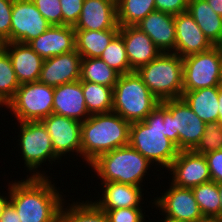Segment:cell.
<instances>
[{
  "mask_svg": "<svg viewBox=\"0 0 222 222\" xmlns=\"http://www.w3.org/2000/svg\"><path fill=\"white\" fill-rule=\"evenodd\" d=\"M50 177H27L8 183L9 202L21 222H59L65 195ZM55 185V186H54Z\"/></svg>",
  "mask_w": 222,
  "mask_h": 222,
  "instance_id": "cell-1",
  "label": "cell"
},
{
  "mask_svg": "<svg viewBox=\"0 0 222 222\" xmlns=\"http://www.w3.org/2000/svg\"><path fill=\"white\" fill-rule=\"evenodd\" d=\"M131 123L115 112L90 115L81 123V158L90 165L100 155L129 145Z\"/></svg>",
  "mask_w": 222,
  "mask_h": 222,
  "instance_id": "cell-2",
  "label": "cell"
},
{
  "mask_svg": "<svg viewBox=\"0 0 222 222\" xmlns=\"http://www.w3.org/2000/svg\"><path fill=\"white\" fill-rule=\"evenodd\" d=\"M129 145L140 152L156 168L168 169L179 152L166 137L164 107L159 104L143 121L130 125Z\"/></svg>",
  "mask_w": 222,
  "mask_h": 222,
  "instance_id": "cell-3",
  "label": "cell"
},
{
  "mask_svg": "<svg viewBox=\"0 0 222 222\" xmlns=\"http://www.w3.org/2000/svg\"><path fill=\"white\" fill-rule=\"evenodd\" d=\"M154 165L130 145L116 148L100 155L88 168L95 172L100 182H117L144 186L146 175ZM149 172V173H148Z\"/></svg>",
  "mask_w": 222,
  "mask_h": 222,
  "instance_id": "cell-4",
  "label": "cell"
},
{
  "mask_svg": "<svg viewBox=\"0 0 222 222\" xmlns=\"http://www.w3.org/2000/svg\"><path fill=\"white\" fill-rule=\"evenodd\" d=\"M144 84L158 99L181 98L183 94V59L174 52H162L150 63L136 70Z\"/></svg>",
  "mask_w": 222,
  "mask_h": 222,
  "instance_id": "cell-5",
  "label": "cell"
},
{
  "mask_svg": "<svg viewBox=\"0 0 222 222\" xmlns=\"http://www.w3.org/2000/svg\"><path fill=\"white\" fill-rule=\"evenodd\" d=\"M160 102L136 71L120 75L113 87L112 111L126 121H143Z\"/></svg>",
  "mask_w": 222,
  "mask_h": 222,
  "instance_id": "cell-6",
  "label": "cell"
},
{
  "mask_svg": "<svg viewBox=\"0 0 222 222\" xmlns=\"http://www.w3.org/2000/svg\"><path fill=\"white\" fill-rule=\"evenodd\" d=\"M18 124L17 146L20 148L24 167L30 175L27 177H50L47 172H41L38 168L47 165L46 161L52 165L55 162H61L60 159L55 155L51 137L48 134L47 128L42 121H26V122H15ZM20 125V126H19ZM58 160V161H57ZM47 174V175H46Z\"/></svg>",
  "mask_w": 222,
  "mask_h": 222,
  "instance_id": "cell-7",
  "label": "cell"
},
{
  "mask_svg": "<svg viewBox=\"0 0 222 222\" xmlns=\"http://www.w3.org/2000/svg\"><path fill=\"white\" fill-rule=\"evenodd\" d=\"M160 104L164 107L166 137L179 151L193 150L203 136L205 122L182 98L164 100Z\"/></svg>",
  "mask_w": 222,
  "mask_h": 222,
  "instance_id": "cell-8",
  "label": "cell"
},
{
  "mask_svg": "<svg viewBox=\"0 0 222 222\" xmlns=\"http://www.w3.org/2000/svg\"><path fill=\"white\" fill-rule=\"evenodd\" d=\"M54 88L39 81L20 84L5 107L18 122L42 121L53 113Z\"/></svg>",
  "mask_w": 222,
  "mask_h": 222,
  "instance_id": "cell-9",
  "label": "cell"
},
{
  "mask_svg": "<svg viewBox=\"0 0 222 222\" xmlns=\"http://www.w3.org/2000/svg\"><path fill=\"white\" fill-rule=\"evenodd\" d=\"M182 59L183 91L218 86L222 54L217 46Z\"/></svg>",
  "mask_w": 222,
  "mask_h": 222,
  "instance_id": "cell-10",
  "label": "cell"
},
{
  "mask_svg": "<svg viewBox=\"0 0 222 222\" xmlns=\"http://www.w3.org/2000/svg\"><path fill=\"white\" fill-rule=\"evenodd\" d=\"M168 184L169 189L151 200V205L162 212L160 215L182 222H197L204 218L192 189L179 187L171 182Z\"/></svg>",
  "mask_w": 222,
  "mask_h": 222,
  "instance_id": "cell-11",
  "label": "cell"
},
{
  "mask_svg": "<svg viewBox=\"0 0 222 222\" xmlns=\"http://www.w3.org/2000/svg\"><path fill=\"white\" fill-rule=\"evenodd\" d=\"M42 122L51 137L55 155L60 160L65 158V156V159H67L71 153V156L76 155V157L79 156L81 158L82 122L53 113L44 118Z\"/></svg>",
  "mask_w": 222,
  "mask_h": 222,
  "instance_id": "cell-12",
  "label": "cell"
},
{
  "mask_svg": "<svg viewBox=\"0 0 222 222\" xmlns=\"http://www.w3.org/2000/svg\"><path fill=\"white\" fill-rule=\"evenodd\" d=\"M50 26L31 0H13L10 42L28 43Z\"/></svg>",
  "mask_w": 222,
  "mask_h": 222,
  "instance_id": "cell-13",
  "label": "cell"
},
{
  "mask_svg": "<svg viewBox=\"0 0 222 222\" xmlns=\"http://www.w3.org/2000/svg\"><path fill=\"white\" fill-rule=\"evenodd\" d=\"M167 170L172 175L171 183L179 187L192 189L212 181L207 159L193 150L179 151Z\"/></svg>",
  "mask_w": 222,
  "mask_h": 222,
  "instance_id": "cell-14",
  "label": "cell"
},
{
  "mask_svg": "<svg viewBox=\"0 0 222 222\" xmlns=\"http://www.w3.org/2000/svg\"><path fill=\"white\" fill-rule=\"evenodd\" d=\"M81 59L76 50L45 59L38 81L56 87L80 80Z\"/></svg>",
  "mask_w": 222,
  "mask_h": 222,
  "instance_id": "cell-15",
  "label": "cell"
},
{
  "mask_svg": "<svg viewBox=\"0 0 222 222\" xmlns=\"http://www.w3.org/2000/svg\"><path fill=\"white\" fill-rule=\"evenodd\" d=\"M174 23L175 53L182 58L213 47L188 11L174 15Z\"/></svg>",
  "mask_w": 222,
  "mask_h": 222,
  "instance_id": "cell-16",
  "label": "cell"
},
{
  "mask_svg": "<svg viewBox=\"0 0 222 222\" xmlns=\"http://www.w3.org/2000/svg\"><path fill=\"white\" fill-rule=\"evenodd\" d=\"M99 185H101L102 194L99 193L97 199L92 202L105 213L118 208L143 207L142 205L145 204L142 201L144 200L143 190H145L142 186L117 182H101Z\"/></svg>",
  "mask_w": 222,
  "mask_h": 222,
  "instance_id": "cell-17",
  "label": "cell"
},
{
  "mask_svg": "<svg viewBox=\"0 0 222 222\" xmlns=\"http://www.w3.org/2000/svg\"><path fill=\"white\" fill-rule=\"evenodd\" d=\"M43 60L75 50V29L68 25H51L27 43Z\"/></svg>",
  "mask_w": 222,
  "mask_h": 222,
  "instance_id": "cell-18",
  "label": "cell"
},
{
  "mask_svg": "<svg viewBox=\"0 0 222 222\" xmlns=\"http://www.w3.org/2000/svg\"><path fill=\"white\" fill-rule=\"evenodd\" d=\"M75 30L120 29L116 0H84Z\"/></svg>",
  "mask_w": 222,
  "mask_h": 222,
  "instance_id": "cell-19",
  "label": "cell"
},
{
  "mask_svg": "<svg viewBox=\"0 0 222 222\" xmlns=\"http://www.w3.org/2000/svg\"><path fill=\"white\" fill-rule=\"evenodd\" d=\"M119 34L123 37L127 58L133 71L150 63L162 53L151 38L137 26H120Z\"/></svg>",
  "mask_w": 222,
  "mask_h": 222,
  "instance_id": "cell-20",
  "label": "cell"
},
{
  "mask_svg": "<svg viewBox=\"0 0 222 222\" xmlns=\"http://www.w3.org/2000/svg\"><path fill=\"white\" fill-rule=\"evenodd\" d=\"M53 114L73 118L80 122L90 116L86 108L81 80L54 88Z\"/></svg>",
  "mask_w": 222,
  "mask_h": 222,
  "instance_id": "cell-21",
  "label": "cell"
},
{
  "mask_svg": "<svg viewBox=\"0 0 222 222\" xmlns=\"http://www.w3.org/2000/svg\"><path fill=\"white\" fill-rule=\"evenodd\" d=\"M3 49L11 59L20 84L39 80L44 60L27 43L6 42Z\"/></svg>",
  "mask_w": 222,
  "mask_h": 222,
  "instance_id": "cell-22",
  "label": "cell"
},
{
  "mask_svg": "<svg viewBox=\"0 0 222 222\" xmlns=\"http://www.w3.org/2000/svg\"><path fill=\"white\" fill-rule=\"evenodd\" d=\"M136 26L151 38L161 52L175 53L174 15L155 10Z\"/></svg>",
  "mask_w": 222,
  "mask_h": 222,
  "instance_id": "cell-23",
  "label": "cell"
},
{
  "mask_svg": "<svg viewBox=\"0 0 222 222\" xmlns=\"http://www.w3.org/2000/svg\"><path fill=\"white\" fill-rule=\"evenodd\" d=\"M219 86L183 91L181 98L205 123L219 122Z\"/></svg>",
  "mask_w": 222,
  "mask_h": 222,
  "instance_id": "cell-24",
  "label": "cell"
},
{
  "mask_svg": "<svg viewBox=\"0 0 222 222\" xmlns=\"http://www.w3.org/2000/svg\"><path fill=\"white\" fill-rule=\"evenodd\" d=\"M188 12L213 46L222 38V17L216 14L206 0H189Z\"/></svg>",
  "mask_w": 222,
  "mask_h": 222,
  "instance_id": "cell-25",
  "label": "cell"
},
{
  "mask_svg": "<svg viewBox=\"0 0 222 222\" xmlns=\"http://www.w3.org/2000/svg\"><path fill=\"white\" fill-rule=\"evenodd\" d=\"M119 29L75 30V50L82 58H100Z\"/></svg>",
  "mask_w": 222,
  "mask_h": 222,
  "instance_id": "cell-26",
  "label": "cell"
},
{
  "mask_svg": "<svg viewBox=\"0 0 222 222\" xmlns=\"http://www.w3.org/2000/svg\"><path fill=\"white\" fill-rule=\"evenodd\" d=\"M92 200L90 198L86 201L66 203L67 199H65L60 209L59 222H109L106 213L100 210Z\"/></svg>",
  "mask_w": 222,
  "mask_h": 222,
  "instance_id": "cell-27",
  "label": "cell"
},
{
  "mask_svg": "<svg viewBox=\"0 0 222 222\" xmlns=\"http://www.w3.org/2000/svg\"><path fill=\"white\" fill-rule=\"evenodd\" d=\"M120 74L100 58H82L80 80L113 88Z\"/></svg>",
  "mask_w": 222,
  "mask_h": 222,
  "instance_id": "cell-28",
  "label": "cell"
},
{
  "mask_svg": "<svg viewBox=\"0 0 222 222\" xmlns=\"http://www.w3.org/2000/svg\"><path fill=\"white\" fill-rule=\"evenodd\" d=\"M119 26H136L156 10L155 0H116Z\"/></svg>",
  "mask_w": 222,
  "mask_h": 222,
  "instance_id": "cell-29",
  "label": "cell"
},
{
  "mask_svg": "<svg viewBox=\"0 0 222 222\" xmlns=\"http://www.w3.org/2000/svg\"><path fill=\"white\" fill-rule=\"evenodd\" d=\"M82 91L90 115L112 112L113 88L91 82H82Z\"/></svg>",
  "mask_w": 222,
  "mask_h": 222,
  "instance_id": "cell-30",
  "label": "cell"
},
{
  "mask_svg": "<svg viewBox=\"0 0 222 222\" xmlns=\"http://www.w3.org/2000/svg\"><path fill=\"white\" fill-rule=\"evenodd\" d=\"M203 217L220 218V196L215 181L192 188Z\"/></svg>",
  "mask_w": 222,
  "mask_h": 222,
  "instance_id": "cell-31",
  "label": "cell"
},
{
  "mask_svg": "<svg viewBox=\"0 0 222 222\" xmlns=\"http://www.w3.org/2000/svg\"><path fill=\"white\" fill-rule=\"evenodd\" d=\"M100 59L120 75L133 72L127 58L123 37L119 33L110 41Z\"/></svg>",
  "mask_w": 222,
  "mask_h": 222,
  "instance_id": "cell-32",
  "label": "cell"
},
{
  "mask_svg": "<svg viewBox=\"0 0 222 222\" xmlns=\"http://www.w3.org/2000/svg\"><path fill=\"white\" fill-rule=\"evenodd\" d=\"M13 65L8 53L0 51V106H6L19 88Z\"/></svg>",
  "mask_w": 222,
  "mask_h": 222,
  "instance_id": "cell-33",
  "label": "cell"
},
{
  "mask_svg": "<svg viewBox=\"0 0 222 222\" xmlns=\"http://www.w3.org/2000/svg\"><path fill=\"white\" fill-rule=\"evenodd\" d=\"M217 150H222V125L216 121L206 122L203 136L193 151L205 155Z\"/></svg>",
  "mask_w": 222,
  "mask_h": 222,
  "instance_id": "cell-34",
  "label": "cell"
},
{
  "mask_svg": "<svg viewBox=\"0 0 222 222\" xmlns=\"http://www.w3.org/2000/svg\"><path fill=\"white\" fill-rule=\"evenodd\" d=\"M51 25H62V9L59 0H31Z\"/></svg>",
  "mask_w": 222,
  "mask_h": 222,
  "instance_id": "cell-35",
  "label": "cell"
},
{
  "mask_svg": "<svg viewBox=\"0 0 222 222\" xmlns=\"http://www.w3.org/2000/svg\"><path fill=\"white\" fill-rule=\"evenodd\" d=\"M142 207L118 208L109 210L106 215L109 222H144L147 215Z\"/></svg>",
  "mask_w": 222,
  "mask_h": 222,
  "instance_id": "cell-36",
  "label": "cell"
},
{
  "mask_svg": "<svg viewBox=\"0 0 222 222\" xmlns=\"http://www.w3.org/2000/svg\"><path fill=\"white\" fill-rule=\"evenodd\" d=\"M62 9V25L75 26L80 17L84 0H59Z\"/></svg>",
  "mask_w": 222,
  "mask_h": 222,
  "instance_id": "cell-37",
  "label": "cell"
},
{
  "mask_svg": "<svg viewBox=\"0 0 222 222\" xmlns=\"http://www.w3.org/2000/svg\"><path fill=\"white\" fill-rule=\"evenodd\" d=\"M13 0H0V38L10 42L11 15Z\"/></svg>",
  "mask_w": 222,
  "mask_h": 222,
  "instance_id": "cell-38",
  "label": "cell"
},
{
  "mask_svg": "<svg viewBox=\"0 0 222 222\" xmlns=\"http://www.w3.org/2000/svg\"><path fill=\"white\" fill-rule=\"evenodd\" d=\"M205 158L207 159L209 172L212 181L216 183L222 182V150L212 151L206 153Z\"/></svg>",
  "mask_w": 222,
  "mask_h": 222,
  "instance_id": "cell-39",
  "label": "cell"
},
{
  "mask_svg": "<svg viewBox=\"0 0 222 222\" xmlns=\"http://www.w3.org/2000/svg\"><path fill=\"white\" fill-rule=\"evenodd\" d=\"M189 0H155L156 10L177 15L188 11Z\"/></svg>",
  "mask_w": 222,
  "mask_h": 222,
  "instance_id": "cell-40",
  "label": "cell"
},
{
  "mask_svg": "<svg viewBox=\"0 0 222 222\" xmlns=\"http://www.w3.org/2000/svg\"><path fill=\"white\" fill-rule=\"evenodd\" d=\"M0 222H21L19 220V214H17V211L10 202L4 207Z\"/></svg>",
  "mask_w": 222,
  "mask_h": 222,
  "instance_id": "cell-41",
  "label": "cell"
},
{
  "mask_svg": "<svg viewBox=\"0 0 222 222\" xmlns=\"http://www.w3.org/2000/svg\"><path fill=\"white\" fill-rule=\"evenodd\" d=\"M210 7L213 8L216 14L222 17V0H206Z\"/></svg>",
  "mask_w": 222,
  "mask_h": 222,
  "instance_id": "cell-42",
  "label": "cell"
},
{
  "mask_svg": "<svg viewBox=\"0 0 222 222\" xmlns=\"http://www.w3.org/2000/svg\"><path fill=\"white\" fill-rule=\"evenodd\" d=\"M6 194V196H4ZM1 195L0 192V217L2 215L3 209L4 207L7 205V203L9 202V198H10V194L8 195L7 193H5Z\"/></svg>",
  "mask_w": 222,
  "mask_h": 222,
  "instance_id": "cell-43",
  "label": "cell"
},
{
  "mask_svg": "<svg viewBox=\"0 0 222 222\" xmlns=\"http://www.w3.org/2000/svg\"><path fill=\"white\" fill-rule=\"evenodd\" d=\"M219 123L222 125V88L219 87Z\"/></svg>",
  "mask_w": 222,
  "mask_h": 222,
  "instance_id": "cell-44",
  "label": "cell"
},
{
  "mask_svg": "<svg viewBox=\"0 0 222 222\" xmlns=\"http://www.w3.org/2000/svg\"><path fill=\"white\" fill-rule=\"evenodd\" d=\"M217 189L220 196V219H222V182L217 183Z\"/></svg>",
  "mask_w": 222,
  "mask_h": 222,
  "instance_id": "cell-45",
  "label": "cell"
},
{
  "mask_svg": "<svg viewBox=\"0 0 222 222\" xmlns=\"http://www.w3.org/2000/svg\"><path fill=\"white\" fill-rule=\"evenodd\" d=\"M197 222H222V219H220V218L204 217L203 219H201V220H199Z\"/></svg>",
  "mask_w": 222,
  "mask_h": 222,
  "instance_id": "cell-46",
  "label": "cell"
},
{
  "mask_svg": "<svg viewBox=\"0 0 222 222\" xmlns=\"http://www.w3.org/2000/svg\"><path fill=\"white\" fill-rule=\"evenodd\" d=\"M162 217H161V219H162L161 222H182V221H179V220H176V219H172V218H169V217H166V216H162Z\"/></svg>",
  "mask_w": 222,
  "mask_h": 222,
  "instance_id": "cell-47",
  "label": "cell"
},
{
  "mask_svg": "<svg viewBox=\"0 0 222 222\" xmlns=\"http://www.w3.org/2000/svg\"><path fill=\"white\" fill-rule=\"evenodd\" d=\"M218 86L220 88H222V62H221V66H220V74H219Z\"/></svg>",
  "mask_w": 222,
  "mask_h": 222,
  "instance_id": "cell-48",
  "label": "cell"
},
{
  "mask_svg": "<svg viewBox=\"0 0 222 222\" xmlns=\"http://www.w3.org/2000/svg\"><path fill=\"white\" fill-rule=\"evenodd\" d=\"M220 51V53L222 54V38L220 40V42L216 45Z\"/></svg>",
  "mask_w": 222,
  "mask_h": 222,
  "instance_id": "cell-49",
  "label": "cell"
},
{
  "mask_svg": "<svg viewBox=\"0 0 222 222\" xmlns=\"http://www.w3.org/2000/svg\"><path fill=\"white\" fill-rule=\"evenodd\" d=\"M4 46V42L2 41V39L0 38V51L3 49Z\"/></svg>",
  "mask_w": 222,
  "mask_h": 222,
  "instance_id": "cell-50",
  "label": "cell"
}]
</instances>
